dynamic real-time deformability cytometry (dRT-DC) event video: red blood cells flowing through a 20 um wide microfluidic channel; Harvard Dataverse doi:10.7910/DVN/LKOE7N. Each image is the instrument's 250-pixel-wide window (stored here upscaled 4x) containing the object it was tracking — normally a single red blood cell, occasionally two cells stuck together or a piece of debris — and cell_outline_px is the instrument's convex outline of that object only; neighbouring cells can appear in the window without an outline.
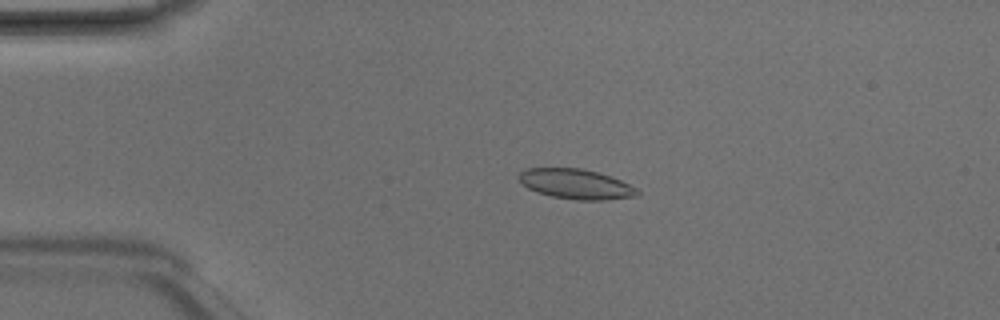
{"species": "Egyptian fruit bat (a non-hibernating species)", "species_latin": "Rousettus aegyptiacus", "temperature_condition": "room temperature", "stored_images_in_passage": 5, "camera_frame_rate_fps": 3000, "um_per_image_px": 0.085, "animal": {"sex": "male"}, "frame": {"image": 1, "passage_image": 4, "time_ms": 1.0, "image_size_px": [1000, 320], "cell_outline_px": [[640, 196], [608, 200], [576, 200], [552, 196], [536, 192], [528, 188], [520, 180], [520, 172], [528, 168], [580, 168], [600, 172], [612, 176], [636, 188], [640, 192]], "centroid_in_image_um": [49.02, 15.65], "position_along_channel_um": 36.0, "area_um2": 20.75}}